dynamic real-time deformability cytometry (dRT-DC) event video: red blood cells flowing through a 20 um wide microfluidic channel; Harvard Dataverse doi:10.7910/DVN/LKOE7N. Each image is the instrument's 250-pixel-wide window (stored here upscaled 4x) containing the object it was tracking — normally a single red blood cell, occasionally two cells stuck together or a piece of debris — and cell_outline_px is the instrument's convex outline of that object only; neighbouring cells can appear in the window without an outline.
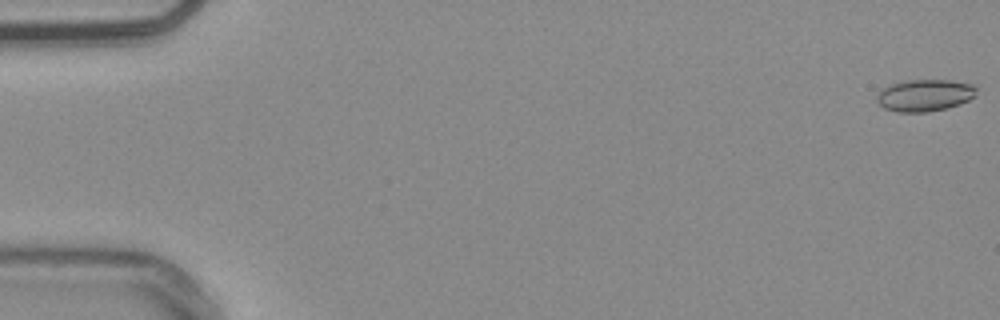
{"species": "common noctule bat (a hibernating species)", "species_latin": "Nyctalus noctula", "temperature_condition": "warm", "stored_images_in_passage": 55, "camera_frame_rate_fps": 3000, "um_per_image_px": 0.085, "animal": {"sex": "male", "body_mass_g": 20.4}, "frame": {"image": 1, "passage_image": 1, "time_ms": 0.0, "image_size_px": [1000, 320], "cell_outline_px": [[976, 96], [960, 104], [928, 112], [896, 112], [884, 108], [876, 100], [876, 96], [884, 88], [892, 84], [904, 80], [952, 80], [972, 84], [976, 88]], "centroid_in_image_um": [78.61, 8.1], "position_along_channel_um": 6.4, "area_um2": 18.5}}
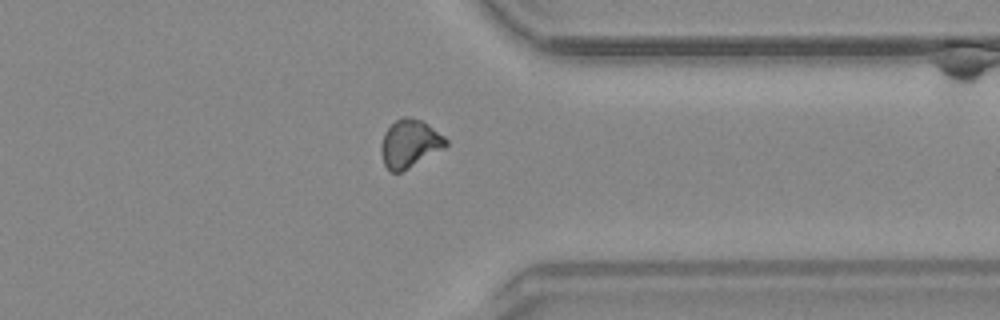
{"frame": {"image": 2, "passage_image": 43, "time_ms": 14.0, "image_size_px": [1000, 320], "cell_outline_px": [[448, 144], [444, 148], [408, 168], [400, 172], [392, 172], [384, 164], [380, 152], [380, 144], [384, 132], [396, 120], [404, 116], [408, 116], [420, 120], [428, 124], [444, 136], [448, 140]], "centroid_in_image_um": [34.81, 12.19], "position_along_channel_um": 376.6, "area_um2": 17.98}}
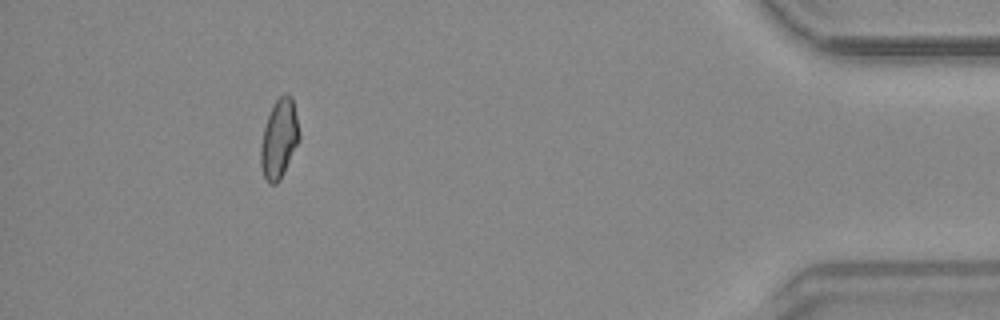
{"frame": {"image": 3, "passage_image": 50, "time_ms": 16.333, "image_size_px": [1000, 320], "cell_outline_px": [[300, 140], [280, 180], [276, 184], [268, 184], [264, 176], [260, 164], [260, 144], [264, 128], [268, 116], [276, 100], [284, 92], [292, 96], [300, 132]], "centroid_in_image_um": [23.73, 11.81], "position_along_channel_um": 411.5, "area_um2": 17.86}, "authors_computed_cell_mechanics": {"area_um2": 17.8602, "velocity_mm_per_s": 3.7949, "shape_relaxation_time_tau1_ms": null, "shape_relaxation_time_tau2_ms": 1.8848, "deformation_change_tau1": null, "deformation_change_tau2": 0.0728}}